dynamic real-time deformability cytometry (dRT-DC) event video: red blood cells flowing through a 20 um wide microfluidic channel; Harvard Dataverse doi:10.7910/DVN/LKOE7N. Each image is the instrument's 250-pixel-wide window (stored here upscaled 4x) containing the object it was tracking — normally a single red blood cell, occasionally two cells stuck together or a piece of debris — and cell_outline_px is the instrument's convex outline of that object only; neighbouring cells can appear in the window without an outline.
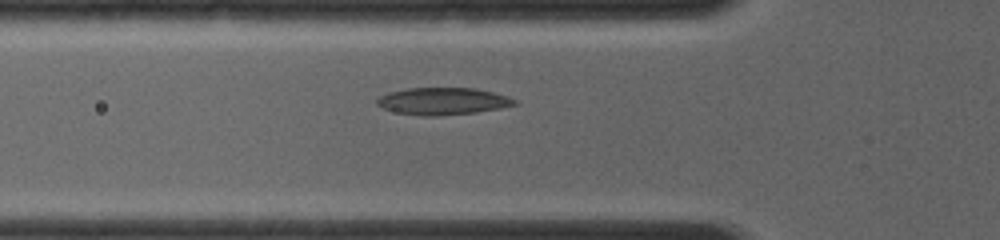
{"species": "common noctule bat (a hibernating species)", "species_latin": "Nyctalus noctula", "temperature_condition": "room temperature", "stored_images_in_passage": 15, "camera_frame_rate_fps": 4000, "um_per_image_px": 0.085, "animal": {"sex": "female", "body_mass_g": 19.0, "forearm_length_mm": 56.7}, "frame": {"image": 1, "passage_image": 6, "time_ms": 2.0, "image_size_px": [1000, 240], "cell_outline_px": [[516, 104], [500, 108], [476, 112], [436, 116], [424, 116], [396, 112], [384, 108], [376, 104], [376, 100], [380, 96], [388, 92], [408, 88], [476, 88], [508, 96], [516, 100]], "centroid_in_image_um": [37.63, 8.59], "position_along_channel_um": 88.2, "area_um2": 21.62}}
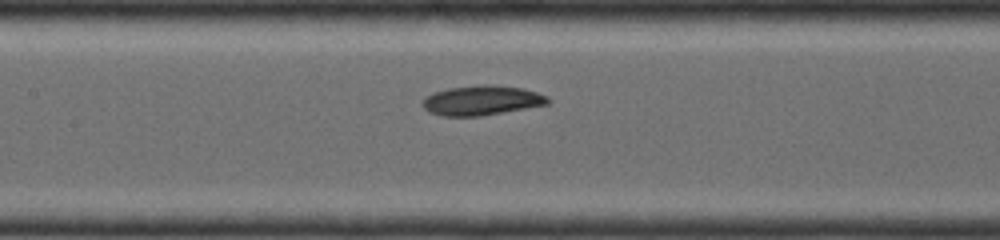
{"frame": {"image": 2, "passage_image": 11, "time_ms": 3.75, "image_size_px": [1000, 240], "cell_outline_px": [[552, 100], [548, 104], [480, 116], [440, 116], [428, 112], [420, 104], [432, 92], [448, 88], [484, 84], [488, 84], [524, 88], [548, 96]], "centroid_in_image_um": [40.94, 8.53], "position_along_channel_um": 166.5, "area_um2": 21.79}}
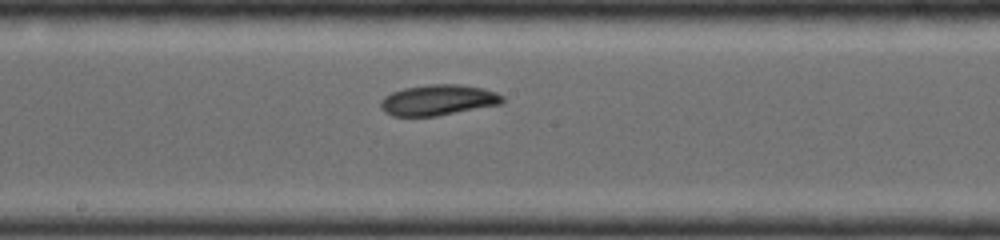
{"frame": {"image": 3, "passage_image": 14, "time_ms": 4.75, "image_size_px": [1000, 240], "cell_outline_px": [[504, 104], [436, 116], [392, 116], [384, 112], [380, 108], [380, 100], [384, 96], [392, 92], [404, 88], [428, 84], [460, 84], [484, 88], [496, 92], [504, 96]], "centroid_in_image_um": [37.26, 8.5], "position_along_channel_um": 210.9, "area_um2": 22.14}}